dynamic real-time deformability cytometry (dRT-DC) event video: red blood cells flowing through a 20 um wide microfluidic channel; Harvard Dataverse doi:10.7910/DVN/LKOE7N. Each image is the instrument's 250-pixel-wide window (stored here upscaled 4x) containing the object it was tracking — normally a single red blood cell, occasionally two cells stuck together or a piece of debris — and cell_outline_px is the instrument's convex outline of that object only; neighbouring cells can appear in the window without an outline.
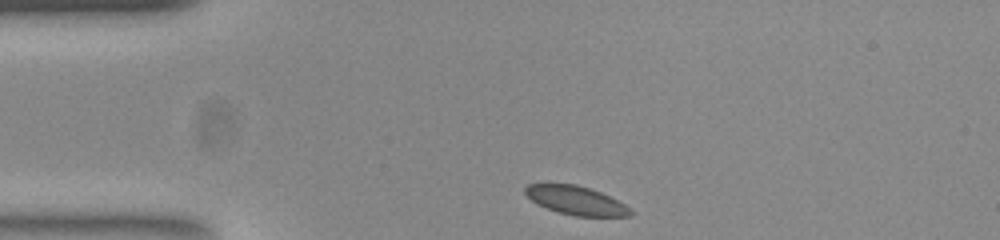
{"species": "common noctule bat (a hibernating species)", "species_latin": "Nyctalus noctula", "temperature_condition": "room temperature", "stored_images_in_passage": 34, "camera_frame_rate_fps": 3000, "um_per_image_px": 0.085, "animal": {"sex": "female", "body_mass_g": 23.0, "forearm_length_mm": 53.4}, "frame": {"image": 1, "passage_image": 1, "time_ms": 0.0, "image_size_px": [1000, 240], "cell_outline_px": [[636, 212], [632, 216], [576, 216], [556, 212], [544, 208], [536, 204], [524, 192], [524, 188], [528, 184], [576, 184], [600, 192], [624, 204]], "centroid_in_image_um": [48.95, 17.05], "position_along_channel_um": 36.0, "area_um2": 17.63}}
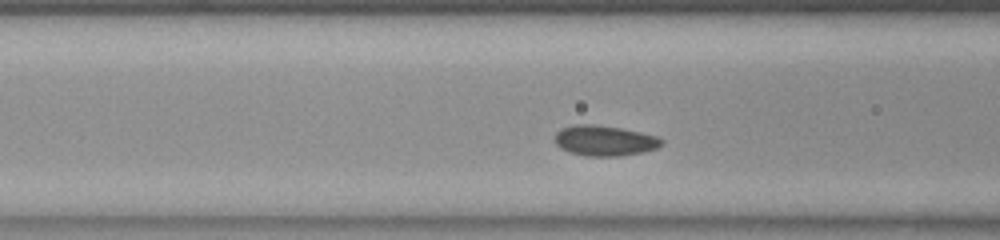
{"frame": {"image": 2, "passage_image": 10, "time_ms": 3.0, "image_size_px": [1000, 240], "cell_outline_px": [[664, 144], [656, 148], [640, 152], [620, 156], [588, 156], [568, 152], [560, 148], [556, 144], [556, 132], [560, 128], [576, 124], [592, 124], [620, 128], [640, 132], [656, 136], [664, 140]], "centroid_in_image_um": [51.37, 11.95], "position_along_channel_um": 115.2, "area_um2": 18.84}}
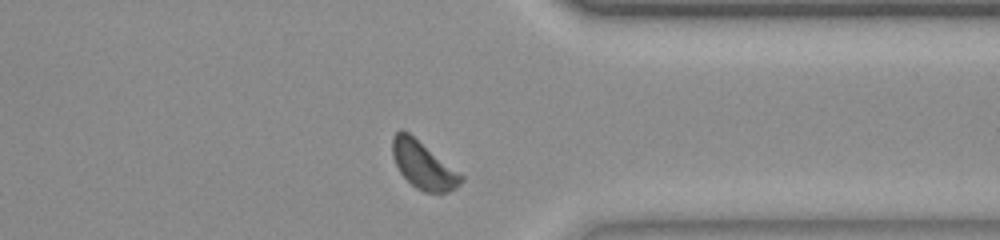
{"frame": {"image": 3, "passage_image": 31, "time_ms": 10.0, "image_size_px": [1000, 240], "cell_outline_px": [[464, 180], [456, 188], [448, 192], [424, 192], [416, 188], [400, 172], [392, 156], [392, 136], [400, 128], [408, 132], [464, 176]], "centroid_in_image_um": [35.97, 14.03], "position_along_channel_um": 375.4, "area_um2": 18.73}, "authors_computed_cell_mechanics": {"area_um2": 18.3226, "velocity_mm_per_s": 3.8038, "shape_relaxation_time_tau1_ms": null, "shape_relaxation_time_tau2_ms": 3.1742, "deformation_change_tau1": null, "deformation_change_tau2": 0.0567}}